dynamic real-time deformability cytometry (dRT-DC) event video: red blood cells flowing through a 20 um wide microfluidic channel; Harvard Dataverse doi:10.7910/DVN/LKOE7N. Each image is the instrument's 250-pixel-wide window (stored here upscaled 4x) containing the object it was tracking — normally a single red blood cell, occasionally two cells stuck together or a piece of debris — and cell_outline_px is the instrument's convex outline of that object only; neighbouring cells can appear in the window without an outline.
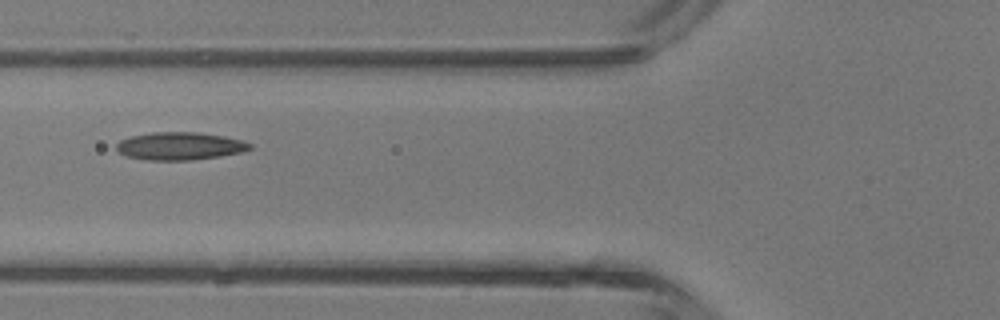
{"species": "common noctule bat (a hibernating species)", "species_latin": "Nyctalus noctula", "temperature_condition": "room temperature", "stored_images_in_passage": 5, "camera_frame_rate_fps": 3000, "um_per_image_px": 0.085, "animal": {"sex": "male", "body_mass_g": 13.3}, "frame": {"image": 1, "passage_image": 5, "time_ms": 4.667, "image_size_px": [1000, 320], "cell_outline_px": [[252, 148], [240, 152], [220, 156], [192, 160], [144, 160], [128, 156], [116, 152], [116, 144], [120, 140], [132, 136], [152, 132], [196, 132], [224, 136], [244, 140], [252, 144]], "centroid_in_image_um": [15.28, 12.41], "position_along_channel_um": 110.5, "area_um2": 21.68}}